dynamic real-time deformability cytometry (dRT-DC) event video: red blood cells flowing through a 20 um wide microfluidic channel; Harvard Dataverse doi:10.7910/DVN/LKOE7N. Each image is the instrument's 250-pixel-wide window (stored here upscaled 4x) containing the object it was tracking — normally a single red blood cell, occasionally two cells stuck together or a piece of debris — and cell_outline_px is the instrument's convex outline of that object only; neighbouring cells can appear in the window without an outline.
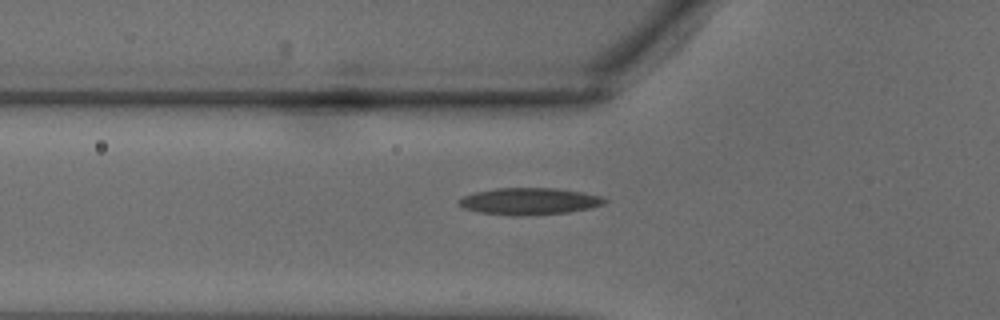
{"species": "common noctule bat (a hibernating species)", "species_latin": "Nyctalus noctula", "temperature_condition": "warm", "stored_images_in_passage": 27, "camera_frame_rate_fps": 3000, "um_per_image_px": 0.085, "animal": {"sex": "male", "body_mass_g": 18.8}, "frame": {"image": 1, "passage_image": 2, "time_ms": 0.333, "image_size_px": [1000, 320], "cell_outline_px": [[608, 200], [604, 204], [592, 208], [568, 212], [528, 216], [512, 216], [480, 212], [464, 208], [456, 204], [456, 200], [460, 196], [472, 192], [496, 188], [556, 188], [584, 192], [600, 196]], "centroid_in_image_um": [44.94, 17.11], "position_along_channel_um": 80.9, "area_um2": 23.29}}
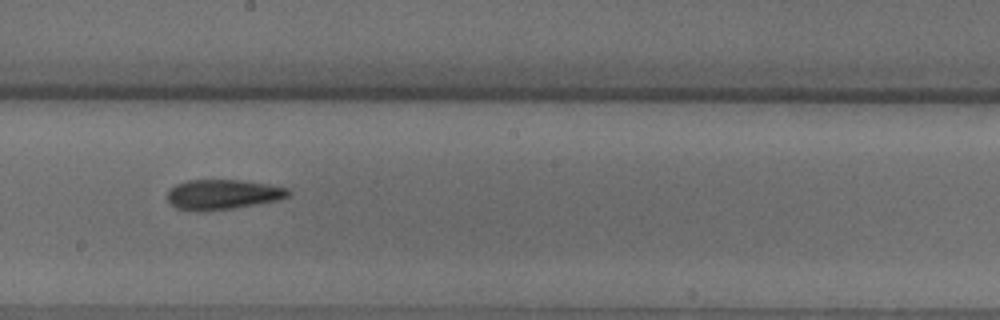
{"frame": {"image": 2, "passage_image": 10, "time_ms": 3.0, "image_size_px": [1000, 320], "cell_outline_px": [[292, 196], [280, 200], [236, 208], [204, 212], [200, 212], [176, 208], [168, 200], [168, 188], [184, 180], [240, 180], [268, 184], [292, 188]], "centroid_in_image_um": [18.99, 16.53], "position_along_channel_um": 229.2, "area_um2": 21.73}}
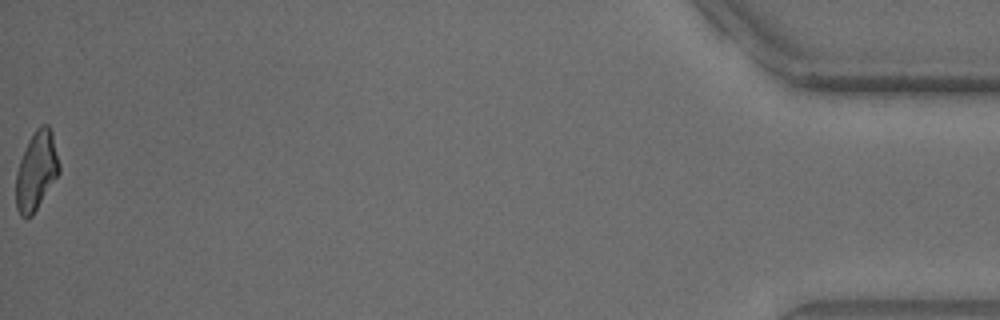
{"frame": {"image": 3, "passage_image": 26, "time_ms": 8.333, "image_size_px": [1000, 320], "cell_outline_px": [[60, 172], [32, 216], [20, 216], [16, 208], [16, 172], [20, 160], [28, 140], [36, 128], [40, 124], [48, 124], [52, 132], [60, 164]], "centroid_in_image_um": [3.1, 14.49], "position_along_channel_um": 432.1, "area_um2": 19.83}}